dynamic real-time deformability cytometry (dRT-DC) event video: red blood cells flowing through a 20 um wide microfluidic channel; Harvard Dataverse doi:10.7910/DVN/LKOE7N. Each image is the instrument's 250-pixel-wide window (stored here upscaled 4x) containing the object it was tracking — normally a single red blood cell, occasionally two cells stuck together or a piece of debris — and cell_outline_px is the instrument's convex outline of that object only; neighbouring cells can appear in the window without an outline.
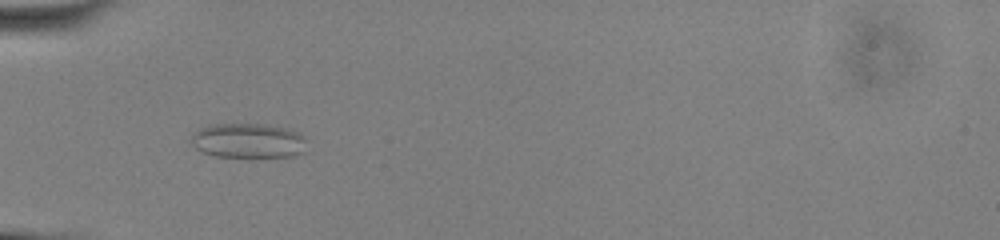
{"species": "common noctule bat (a hibernating species)", "species_latin": "Nyctalus noctula", "temperature_condition": "cold", "stored_images_in_passage": 54, "camera_frame_rate_fps": 3000, "um_per_image_px": 0.085, "animal": {"sex": "male", "body_mass_g": 13.0, "forearm_length_mm": 53.1}, "frame": {"image": 1, "passage_image": 19, "time_ms": 6.0, "image_size_px": [1000, 240], "cell_outline_px": [[304, 152], [292, 156], [248, 160], [216, 156], [204, 152], [196, 148], [192, 144], [192, 132], [208, 124], [268, 124], [288, 128], [304, 136]], "centroid_in_image_um": [21.09, 12.0], "position_along_channel_um": 63.9, "area_um2": 24.33}}
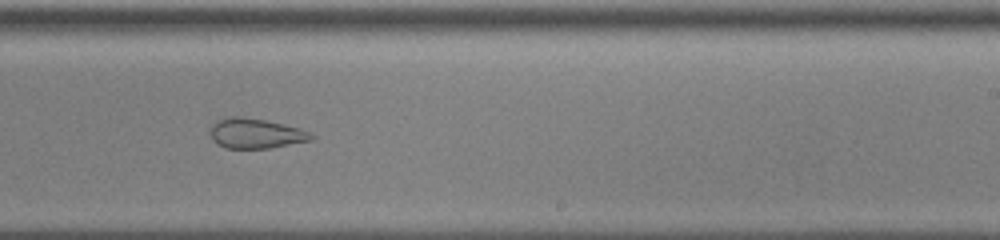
{"frame": {"image": 2, "passage_image": 35, "time_ms": 11.333, "image_size_px": [1000, 240], "cell_outline_px": [[316, 136], [312, 140], [268, 148], [224, 148], [216, 144], [212, 140], [212, 124], [216, 120], [228, 116], [240, 116], [264, 120], [300, 128]], "centroid_in_image_um": [21.71, 11.34], "position_along_channel_um": 267.3, "area_um2": 17.57}}
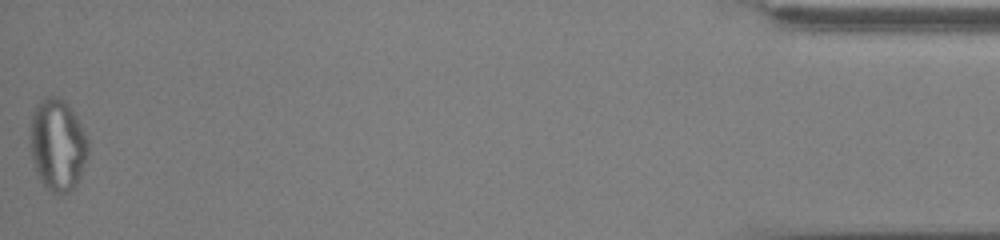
{"frame": {"image": 3, "passage_image": 54, "time_ms": 17.667, "image_size_px": [1000, 240], "cell_outline_px": [[88, 156], [80, 176], [76, 184], [68, 192], [52, 192], [44, 188], [36, 172], [32, 160], [32, 112], [36, 104], [44, 96], [60, 96], [64, 100], [80, 124], [88, 140]], "centroid_in_image_um": [4.9, 12.31], "position_along_channel_um": 430.3, "area_um2": 30.63}, "authors_computed_cell_mechanics": {"area_um2": 25.3164, "velocity_mm_per_s": 3.9093, "shape_relaxation_time_tau1_ms": null, "shape_relaxation_time_tau2_ms": 1.1529, "deformation_change_tau1": null, "deformation_change_tau2": 0.0831}}